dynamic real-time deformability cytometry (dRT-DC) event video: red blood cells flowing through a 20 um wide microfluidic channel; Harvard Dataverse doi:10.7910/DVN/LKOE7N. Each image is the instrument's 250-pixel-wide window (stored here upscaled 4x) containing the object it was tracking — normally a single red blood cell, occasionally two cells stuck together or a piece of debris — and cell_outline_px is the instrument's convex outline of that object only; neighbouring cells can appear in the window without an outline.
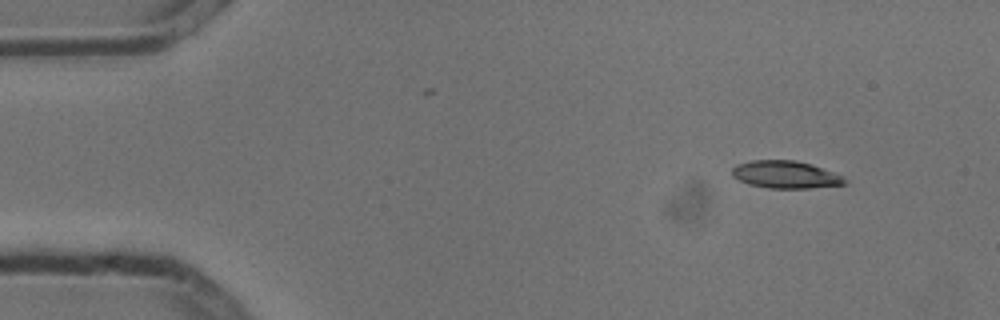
{"species": "common noctule bat (a hibernating species)", "species_latin": "Nyctalus noctula", "temperature_condition": "cold", "stored_images_in_passage": 7, "camera_frame_rate_fps": 3000, "um_per_image_px": 0.085, "animal": {"sex": "male", "body_mass_g": 13.3}, "frame": {"image": 1, "passage_image": 1, "time_ms": 0.0, "image_size_px": [1000, 320], "cell_outline_px": [[848, 184], [808, 188], [768, 188], [748, 184], [732, 176], [732, 168], [736, 164], [752, 160], [796, 160], [812, 164], [832, 172], [848, 180]], "centroid_in_image_um": [66.76, 14.84], "position_along_channel_um": 18.2, "area_um2": 18.03}}
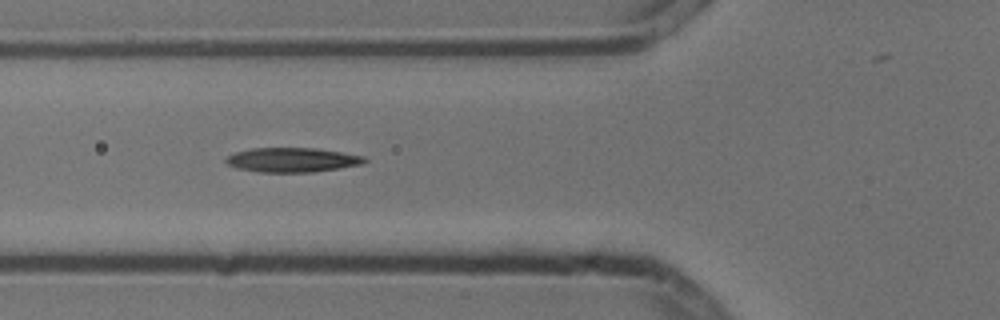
{"frame": {"image": 2, "passage_image": 5, "time_ms": 1.333, "image_size_px": [1000, 320], "cell_outline_px": [[368, 160], [364, 164], [340, 168], [312, 172], [260, 172], [236, 168], [228, 164], [224, 160], [228, 156], [236, 152], [252, 148], [316, 148], [364, 156]], "centroid_in_image_um": [24.86, 13.59], "position_along_channel_um": 100.9, "area_um2": 19.71}}
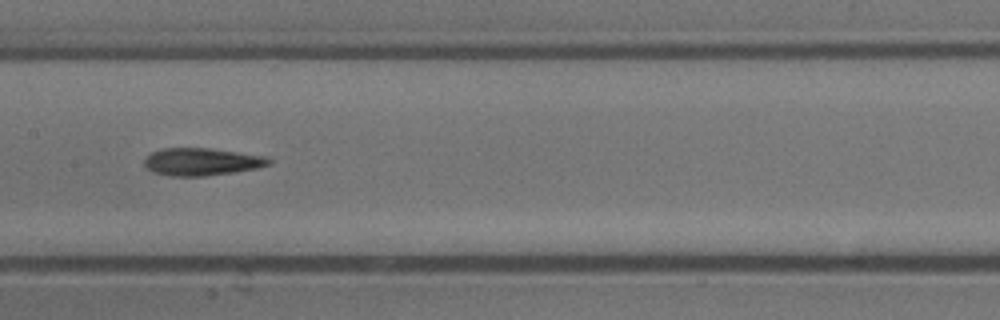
{"frame": {"image": 3, "passage_image": 7, "time_ms": 2.0, "image_size_px": [1000, 320], "cell_outline_px": [[272, 160], [268, 164], [256, 168], [232, 172], [204, 176], [168, 176], [152, 172], [144, 164], [144, 160], [152, 152], [160, 148], [208, 148], [264, 156]], "centroid_in_image_um": [17.08, 13.75], "position_along_channel_um": 190.3, "area_um2": 19.71}}